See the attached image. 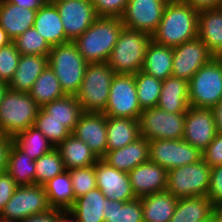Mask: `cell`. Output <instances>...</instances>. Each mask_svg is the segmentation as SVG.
I'll return each mask as SVG.
<instances>
[{
  "instance_id": "6da1fadb",
  "label": "cell",
  "mask_w": 222,
  "mask_h": 222,
  "mask_svg": "<svg viewBox=\"0 0 222 222\" xmlns=\"http://www.w3.org/2000/svg\"><path fill=\"white\" fill-rule=\"evenodd\" d=\"M199 11L182 0H169L152 40L175 47L198 37Z\"/></svg>"
},
{
  "instance_id": "7a4b0ae2",
  "label": "cell",
  "mask_w": 222,
  "mask_h": 222,
  "mask_svg": "<svg viewBox=\"0 0 222 222\" xmlns=\"http://www.w3.org/2000/svg\"><path fill=\"white\" fill-rule=\"evenodd\" d=\"M123 27L121 18L98 17L73 42L87 63L107 62Z\"/></svg>"
},
{
  "instance_id": "3957f363",
  "label": "cell",
  "mask_w": 222,
  "mask_h": 222,
  "mask_svg": "<svg viewBox=\"0 0 222 222\" xmlns=\"http://www.w3.org/2000/svg\"><path fill=\"white\" fill-rule=\"evenodd\" d=\"M151 41V35L124 26L106 63L115 74L135 75L143 67Z\"/></svg>"
},
{
  "instance_id": "277c9868",
  "label": "cell",
  "mask_w": 222,
  "mask_h": 222,
  "mask_svg": "<svg viewBox=\"0 0 222 222\" xmlns=\"http://www.w3.org/2000/svg\"><path fill=\"white\" fill-rule=\"evenodd\" d=\"M87 62L74 42L53 46L48 65L54 70L66 95H76L83 82Z\"/></svg>"
},
{
  "instance_id": "5b68a950",
  "label": "cell",
  "mask_w": 222,
  "mask_h": 222,
  "mask_svg": "<svg viewBox=\"0 0 222 222\" xmlns=\"http://www.w3.org/2000/svg\"><path fill=\"white\" fill-rule=\"evenodd\" d=\"M40 108L29 92L8 89L0 103V133L13 137L33 126Z\"/></svg>"
},
{
  "instance_id": "8992f818",
  "label": "cell",
  "mask_w": 222,
  "mask_h": 222,
  "mask_svg": "<svg viewBox=\"0 0 222 222\" xmlns=\"http://www.w3.org/2000/svg\"><path fill=\"white\" fill-rule=\"evenodd\" d=\"M115 72L106 63H88L83 82L75 95L84 112L103 113L107 107Z\"/></svg>"
},
{
  "instance_id": "52a82bcc",
  "label": "cell",
  "mask_w": 222,
  "mask_h": 222,
  "mask_svg": "<svg viewBox=\"0 0 222 222\" xmlns=\"http://www.w3.org/2000/svg\"><path fill=\"white\" fill-rule=\"evenodd\" d=\"M222 99V57H213L189 81V105L212 109Z\"/></svg>"
},
{
  "instance_id": "ba28073f",
  "label": "cell",
  "mask_w": 222,
  "mask_h": 222,
  "mask_svg": "<svg viewBox=\"0 0 222 222\" xmlns=\"http://www.w3.org/2000/svg\"><path fill=\"white\" fill-rule=\"evenodd\" d=\"M211 167L202 159L167 173L166 190L177 199L207 196Z\"/></svg>"
},
{
  "instance_id": "9c48e42d",
  "label": "cell",
  "mask_w": 222,
  "mask_h": 222,
  "mask_svg": "<svg viewBox=\"0 0 222 222\" xmlns=\"http://www.w3.org/2000/svg\"><path fill=\"white\" fill-rule=\"evenodd\" d=\"M51 209L53 208L49 205L44 185L18 186L0 213V220L20 222L30 216L49 212Z\"/></svg>"
},
{
  "instance_id": "30bf717a",
  "label": "cell",
  "mask_w": 222,
  "mask_h": 222,
  "mask_svg": "<svg viewBox=\"0 0 222 222\" xmlns=\"http://www.w3.org/2000/svg\"><path fill=\"white\" fill-rule=\"evenodd\" d=\"M185 113H170L158 107L142 110L139 118L140 136L150 140L182 139Z\"/></svg>"
},
{
  "instance_id": "8fae6325",
  "label": "cell",
  "mask_w": 222,
  "mask_h": 222,
  "mask_svg": "<svg viewBox=\"0 0 222 222\" xmlns=\"http://www.w3.org/2000/svg\"><path fill=\"white\" fill-rule=\"evenodd\" d=\"M141 112L135 76L115 74L110 86L107 107L103 113L108 117L139 120Z\"/></svg>"
},
{
  "instance_id": "7c38bea8",
  "label": "cell",
  "mask_w": 222,
  "mask_h": 222,
  "mask_svg": "<svg viewBox=\"0 0 222 222\" xmlns=\"http://www.w3.org/2000/svg\"><path fill=\"white\" fill-rule=\"evenodd\" d=\"M149 160L169 171L202 160V152L184 139L150 140Z\"/></svg>"
},
{
  "instance_id": "4fadbf2b",
  "label": "cell",
  "mask_w": 222,
  "mask_h": 222,
  "mask_svg": "<svg viewBox=\"0 0 222 222\" xmlns=\"http://www.w3.org/2000/svg\"><path fill=\"white\" fill-rule=\"evenodd\" d=\"M66 37L75 41L98 18L91 0H56Z\"/></svg>"
},
{
  "instance_id": "5bb4252c",
  "label": "cell",
  "mask_w": 222,
  "mask_h": 222,
  "mask_svg": "<svg viewBox=\"0 0 222 222\" xmlns=\"http://www.w3.org/2000/svg\"><path fill=\"white\" fill-rule=\"evenodd\" d=\"M215 57L197 37L173 47L172 75L188 82L193 75Z\"/></svg>"
},
{
  "instance_id": "9a60e30c",
  "label": "cell",
  "mask_w": 222,
  "mask_h": 222,
  "mask_svg": "<svg viewBox=\"0 0 222 222\" xmlns=\"http://www.w3.org/2000/svg\"><path fill=\"white\" fill-rule=\"evenodd\" d=\"M169 0H128L122 23L125 27L153 35Z\"/></svg>"
},
{
  "instance_id": "2e32d148",
  "label": "cell",
  "mask_w": 222,
  "mask_h": 222,
  "mask_svg": "<svg viewBox=\"0 0 222 222\" xmlns=\"http://www.w3.org/2000/svg\"><path fill=\"white\" fill-rule=\"evenodd\" d=\"M216 134V124L212 109L189 107L185 113L182 139L203 152Z\"/></svg>"
},
{
  "instance_id": "e0dca14e",
  "label": "cell",
  "mask_w": 222,
  "mask_h": 222,
  "mask_svg": "<svg viewBox=\"0 0 222 222\" xmlns=\"http://www.w3.org/2000/svg\"><path fill=\"white\" fill-rule=\"evenodd\" d=\"M97 188L109 200L129 202L136 199L128 173L115 169L102 158L94 165Z\"/></svg>"
},
{
  "instance_id": "ac0fdd59",
  "label": "cell",
  "mask_w": 222,
  "mask_h": 222,
  "mask_svg": "<svg viewBox=\"0 0 222 222\" xmlns=\"http://www.w3.org/2000/svg\"><path fill=\"white\" fill-rule=\"evenodd\" d=\"M71 134L86 143L98 158L106 154L107 132L104 113L84 112Z\"/></svg>"
},
{
  "instance_id": "d6986e66",
  "label": "cell",
  "mask_w": 222,
  "mask_h": 222,
  "mask_svg": "<svg viewBox=\"0 0 222 222\" xmlns=\"http://www.w3.org/2000/svg\"><path fill=\"white\" fill-rule=\"evenodd\" d=\"M167 173L168 171L164 167L150 160L131 170L128 175L136 198L165 191Z\"/></svg>"
},
{
  "instance_id": "ffe728a7",
  "label": "cell",
  "mask_w": 222,
  "mask_h": 222,
  "mask_svg": "<svg viewBox=\"0 0 222 222\" xmlns=\"http://www.w3.org/2000/svg\"><path fill=\"white\" fill-rule=\"evenodd\" d=\"M102 159L115 169L129 173L149 160V141L140 136L127 146L107 151Z\"/></svg>"
},
{
  "instance_id": "44dd1931",
  "label": "cell",
  "mask_w": 222,
  "mask_h": 222,
  "mask_svg": "<svg viewBox=\"0 0 222 222\" xmlns=\"http://www.w3.org/2000/svg\"><path fill=\"white\" fill-rule=\"evenodd\" d=\"M157 107L170 113H186L189 109V82L173 75L162 80Z\"/></svg>"
},
{
  "instance_id": "7402d4cb",
  "label": "cell",
  "mask_w": 222,
  "mask_h": 222,
  "mask_svg": "<svg viewBox=\"0 0 222 222\" xmlns=\"http://www.w3.org/2000/svg\"><path fill=\"white\" fill-rule=\"evenodd\" d=\"M33 27L51 47L70 42L66 37L57 7L53 3H45L36 11Z\"/></svg>"
},
{
  "instance_id": "603a6c76",
  "label": "cell",
  "mask_w": 222,
  "mask_h": 222,
  "mask_svg": "<svg viewBox=\"0 0 222 222\" xmlns=\"http://www.w3.org/2000/svg\"><path fill=\"white\" fill-rule=\"evenodd\" d=\"M198 37L215 57L222 55V7L199 11Z\"/></svg>"
},
{
  "instance_id": "cb8c5ba5",
  "label": "cell",
  "mask_w": 222,
  "mask_h": 222,
  "mask_svg": "<svg viewBox=\"0 0 222 222\" xmlns=\"http://www.w3.org/2000/svg\"><path fill=\"white\" fill-rule=\"evenodd\" d=\"M36 11L29 8H20L6 0H0V26L13 41L33 27Z\"/></svg>"
},
{
  "instance_id": "d4e9b609",
  "label": "cell",
  "mask_w": 222,
  "mask_h": 222,
  "mask_svg": "<svg viewBox=\"0 0 222 222\" xmlns=\"http://www.w3.org/2000/svg\"><path fill=\"white\" fill-rule=\"evenodd\" d=\"M48 66V56L21 55L17 69L8 83L9 89L29 92L36 79Z\"/></svg>"
},
{
  "instance_id": "484cf974",
  "label": "cell",
  "mask_w": 222,
  "mask_h": 222,
  "mask_svg": "<svg viewBox=\"0 0 222 222\" xmlns=\"http://www.w3.org/2000/svg\"><path fill=\"white\" fill-rule=\"evenodd\" d=\"M46 113V120H56L72 133L75 125L84 113L75 95H65L41 107Z\"/></svg>"
},
{
  "instance_id": "4316f807",
  "label": "cell",
  "mask_w": 222,
  "mask_h": 222,
  "mask_svg": "<svg viewBox=\"0 0 222 222\" xmlns=\"http://www.w3.org/2000/svg\"><path fill=\"white\" fill-rule=\"evenodd\" d=\"M107 151L120 149L140 137L138 119L106 116Z\"/></svg>"
},
{
  "instance_id": "83f0119b",
  "label": "cell",
  "mask_w": 222,
  "mask_h": 222,
  "mask_svg": "<svg viewBox=\"0 0 222 222\" xmlns=\"http://www.w3.org/2000/svg\"><path fill=\"white\" fill-rule=\"evenodd\" d=\"M140 199L144 222H170L178 202V199L167 190Z\"/></svg>"
},
{
  "instance_id": "f1b7e54d",
  "label": "cell",
  "mask_w": 222,
  "mask_h": 222,
  "mask_svg": "<svg viewBox=\"0 0 222 222\" xmlns=\"http://www.w3.org/2000/svg\"><path fill=\"white\" fill-rule=\"evenodd\" d=\"M66 170L95 165L99 159L88 145L70 134L57 147Z\"/></svg>"
},
{
  "instance_id": "f546056e",
  "label": "cell",
  "mask_w": 222,
  "mask_h": 222,
  "mask_svg": "<svg viewBox=\"0 0 222 222\" xmlns=\"http://www.w3.org/2000/svg\"><path fill=\"white\" fill-rule=\"evenodd\" d=\"M173 47L149 43L141 71L157 79L165 80L172 75Z\"/></svg>"
},
{
  "instance_id": "4dcf8cb0",
  "label": "cell",
  "mask_w": 222,
  "mask_h": 222,
  "mask_svg": "<svg viewBox=\"0 0 222 222\" xmlns=\"http://www.w3.org/2000/svg\"><path fill=\"white\" fill-rule=\"evenodd\" d=\"M104 206H106V197L96 187L75 199L68 210L78 219V222H104Z\"/></svg>"
},
{
  "instance_id": "1f68e13d",
  "label": "cell",
  "mask_w": 222,
  "mask_h": 222,
  "mask_svg": "<svg viewBox=\"0 0 222 222\" xmlns=\"http://www.w3.org/2000/svg\"><path fill=\"white\" fill-rule=\"evenodd\" d=\"M213 213V203L207 196L178 199L170 222H200Z\"/></svg>"
},
{
  "instance_id": "d6a6232c",
  "label": "cell",
  "mask_w": 222,
  "mask_h": 222,
  "mask_svg": "<svg viewBox=\"0 0 222 222\" xmlns=\"http://www.w3.org/2000/svg\"><path fill=\"white\" fill-rule=\"evenodd\" d=\"M49 205L53 209L68 210L75 202L69 170L44 184Z\"/></svg>"
},
{
  "instance_id": "836d02e7",
  "label": "cell",
  "mask_w": 222,
  "mask_h": 222,
  "mask_svg": "<svg viewBox=\"0 0 222 222\" xmlns=\"http://www.w3.org/2000/svg\"><path fill=\"white\" fill-rule=\"evenodd\" d=\"M6 171L12 176L18 186L33 185L35 160L30 158L12 142L8 154Z\"/></svg>"
},
{
  "instance_id": "e575fe53",
  "label": "cell",
  "mask_w": 222,
  "mask_h": 222,
  "mask_svg": "<svg viewBox=\"0 0 222 222\" xmlns=\"http://www.w3.org/2000/svg\"><path fill=\"white\" fill-rule=\"evenodd\" d=\"M12 142L33 160H37L55 148L46 136L34 125L14 135Z\"/></svg>"
},
{
  "instance_id": "d590c367",
  "label": "cell",
  "mask_w": 222,
  "mask_h": 222,
  "mask_svg": "<svg viewBox=\"0 0 222 222\" xmlns=\"http://www.w3.org/2000/svg\"><path fill=\"white\" fill-rule=\"evenodd\" d=\"M29 94L40 107L66 95L49 65L36 79Z\"/></svg>"
},
{
  "instance_id": "8d00e7d4",
  "label": "cell",
  "mask_w": 222,
  "mask_h": 222,
  "mask_svg": "<svg viewBox=\"0 0 222 222\" xmlns=\"http://www.w3.org/2000/svg\"><path fill=\"white\" fill-rule=\"evenodd\" d=\"M104 207V222H144L140 198L129 202L112 201L106 198Z\"/></svg>"
},
{
  "instance_id": "74e56055",
  "label": "cell",
  "mask_w": 222,
  "mask_h": 222,
  "mask_svg": "<svg viewBox=\"0 0 222 222\" xmlns=\"http://www.w3.org/2000/svg\"><path fill=\"white\" fill-rule=\"evenodd\" d=\"M134 76L141 110L157 107L161 93L162 80L148 75L141 70Z\"/></svg>"
},
{
  "instance_id": "f35d334b",
  "label": "cell",
  "mask_w": 222,
  "mask_h": 222,
  "mask_svg": "<svg viewBox=\"0 0 222 222\" xmlns=\"http://www.w3.org/2000/svg\"><path fill=\"white\" fill-rule=\"evenodd\" d=\"M66 171L60 152L52 151L35 160L34 184L44 185L50 179Z\"/></svg>"
},
{
  "instance_id": "ab89813d",
  "label": "cell",
  "mask_w": 222,
  "mask_h": 222,
  "mask_svg": "<svg viewBox=\"0 0 222 222\" xmlns=\"http://www.w3.org/2000/svg\"><path fill=\"white\" fill-rule=\"evenodd\" d=\"M13 43L21 55L48 56L52 48L34 27L18 36Z\"/></svg>"
},
{
  "instance_id": "60d3db41",
  "label": "cell",
  "mask_w": 222,
  "mask_h": 222,
  "mask_svg": "<svg viewBox=\"0 0 222 222\" xmlns=\"http://www.w3.org/2000/svg\"><path fill=\"white\" fill-rule=\"evenodd\" d=\"M34 126L37 127L55 147L71 134L63 123L56 120H46V113L41 108L37 114Z\"/></svg>"
},
{
  "instance_id": "b9f144b4",
  "label": "cell",
  "mask_w": 222,
  "mask_h": 222,
  "mask_svg": "<svg viewBox=\"0 0 222 222\" xmlns=\"http://www.w3.org/2000/svg\"><path fill=\"white\" fill-rule=\"evenodd\" d=\"M75 199L97 187L94 165L69 170Z\"/></svg>"
},
{
  "instance_id": "7bdbcfd3",
  "label": "cell",
  "mask_w": 222,
  "mask_h": 222,
  "mask_svg": "<svg viewBox=\"0 0 222 222\" xmlns=\"http://www.w3.org/2000/svg\"><path fill=\"white\" fill-rule=\"evenodd\" d=\"M20 56L13 41L0 48V81L10 82L17 69Z\"/></svg>"
},
{
  "instance_id": "ee69618b",
  "label": "cell",
  "mask_w": 222,
  "mask_h": 222,
  "mask_svg": "<svg viewBox=\"0 0 222 222\" xmlns=\"http://www.w3.org/2000/svg\"><path fill=\"white\" fill-rule=\"evenodd\" d=\"M98 17L122 18L128 0H91Z\"/></svg>"
},
{
  "instance_id": "f6af8a7d",
  "label": "cell",
  "mask_w": 222,
  "mask_h": 222,
  "mask_svg": "<svg viewBox=\"0 0 222 222\" xmlns=\"http://www.w3.org/2000/svg\"><path fill=\"white\" fill-rule=\"evenodd\" d=\"M202 159L210 167L222 164V133L217 132L215 138L202 152Z\"/></svg>"
},
{
  "instance_id": "bcb514c9",
  "label": "cell",
  "mask_w": 222,
  "mask_h": 222,
  "mask_svg": "<svg viewBox=\"0 0 222 222\" xmlns=\"http://www.w3.org/2000/svg\"><path fill=\"white\" fill-rule=\"evenodd\" d=\"M207 197L212 203L222 198V164L211 167Z\"/></svg>"
},
{
  "instance_id": "7dc6e473",
  "label": "cell",
  "mask_w": 222,
  "mask_h": 222,
  "mask_svg": "<svg viewBox=\"0 0 222 222\" xmlns=\"http://www.w3.org/2000/svg\"><path fill=\"white\" fill-rule=\"evenodd\" d=\"M17 187L18 185L7 171L0 173V213Z\"/></svg>"
},
{
  "instance_id": "c3c4849f",
  "label": "cell",
  "mask_w": 222,
  "mask_h": 222,
  "mask_svg": "<svg viewBox=\"0 0 222 222\" xmlns=\"http://www.w3.org/2000/svg\"><path fill=\"white\" fill-rule=\"evenodd\" d=\"M12 137L0 133V173L7 169L8 154Z\"/></svg>"
},
{
  "instance_id": "681fc988",
  "label": "cell",
  "mask_w": 222,
  "mask_h": 222,
  "mask_svg": "<svg viewBox=\"0 0 222 222\" xmlns=\"http://www.w3.org/2000/svg\"><path fill=\"white\" fill-rule=\"evenodd\" d=\"M182 1L193 6L198 11L221 7V0H182Z\"/></svg>"
},
{
  "instance_id": "f907efd6",
  "label": "cell",
  "mask_w": 222,
  "mask_h": 222,
  "mask_svg": "<svg viewBox=\"0 0 222 222\" xmlns=\"http://www.w3.org/2000/svg\"><path fill=\"white\" fill-rule=\"evenodd\" d=\"M58 216V209H51L49 212L30 216L20 222H56Z\"/></svg>"
},
{
  "instance_id": "816d5d0a",
  "label": "cell",
  "mask_w": 222,
  "mask_h": 222,
  "mask_svg": "<svg viewBox=\"0 0 222 222\" xmlns=\"http://www.w3.org/2000/svg\"><path fill=\"white\" fill-rule=\"evenodd\" d=\"M20 8L38 10L44 3L41 0H6Z\"/></svg>"
},
{
  "instance_id": "f5cc1de1",
  "label": "cell",
  "mask_w": 222,
  "mask_h": 222,
  "mask_svg": "<svg viewBox=\"0 0 222 222\" xmlns=\"http://www.w3.org/2000/svg\"><path fill=\"white\" fill-rule=\"evenodd\" d=\"M212 111L214 114L216 131L218 133H222V99L216 103V105L212 108Z\"/></svg>"
},
{
  "instance_id": "db71d44e",
  "label": "cell",
  "mask_w": 222,
  "mask_h": 222,
  "mask_svg": "<svg viewBox=\"0 0 222 222\" xmlns=\"http://www.w3.org/2000/svg\"><path fill=\"white\" fill-rule=\"evenodd\" d=\"M56 222H78V219L69 210L58 209Z\"/></svg>"
},
{
  "instance_id": "11a10c76",
  "label": "cell",
  "mask_w": 222,
  "mask_h": 222,
  "mask_svg": "<svg viewBox=\"0 0 222 222\" xmlns=\"http://www.w3.org/2000/svg\"><path fill=\"white\" fill-rule=\"evenodd\" d=\"M11 42L12 40L8 37L7 32L0 26V48Z\"/></svg>"
},
{
  "instance_id": "9f6ffc18",
  "label": "cell",
  "mask_w": 222,
  "mask_h": 222,
  "mask_svg": "<svg viewBox=\"0 0 222 222\" xmlns=\"http://www.w3.org/2000/svg\"><path fill=\"white\" fill-rule=\"evenodd\" d=\"M214 216H222V198H219L213 203Z\"/></svg>"
},
{
  "instance_id": "6f0895ef",
  "label": "cell",
  "mask_w": 222,
  "mask_h": 222,
  "mask_svg": "<svg viewBox=\"0 0 222 222\" xmlns=\"http://www.w3.org/2000/svg\"><path fill=\"white\" fill-rule=\"evenodd\" d=\"M8 89H9L8 83L0 81V103L4 98V95Z\"/></svg>"
},
{
  "instance_id": "680465c9",
  "label": "cell",
  "mask_w": 222,
  "mask_h": 222,
  "mask_svg": "<svg viewBox=\"0 0 222 222\" xmlns=\"http://www.w3.org/2000/svg\"><path fill=\"white\" fill-rule=\"evenodd\" d=\"M200 222H216L214 213H212L208 218H206L205 220L200 221Z\"/></svg>"
},
{
  "instance_id": "91938a15",
  "label": "cell",
  "mask_w": 222,
  "mask_h": 222,
  "mask_svg": "<svg viewBox=\"0 0 222 222\" xmlns=\"http://www.w3.org/2000/svg\"><path fill=\"white\" fill-rule=\"evenodd\" d=\"M216 222H222V216H215Z\"/></svg>"
},
{
  "instance_id": "94428289",
  "label": "cell",
  "mask_w": 222,
  "mask_h": 222,
  "mask_svg": "<svg viewBox=\"0 0 222 222\" xmlns=\"http://www.w3.org/2000/svg\"><path fill=\"white\" fill-rule=\"evenodd\" d=\"M44 4L45 3H54L56 0H41Z\"/></svg>"
}]
</instances>
